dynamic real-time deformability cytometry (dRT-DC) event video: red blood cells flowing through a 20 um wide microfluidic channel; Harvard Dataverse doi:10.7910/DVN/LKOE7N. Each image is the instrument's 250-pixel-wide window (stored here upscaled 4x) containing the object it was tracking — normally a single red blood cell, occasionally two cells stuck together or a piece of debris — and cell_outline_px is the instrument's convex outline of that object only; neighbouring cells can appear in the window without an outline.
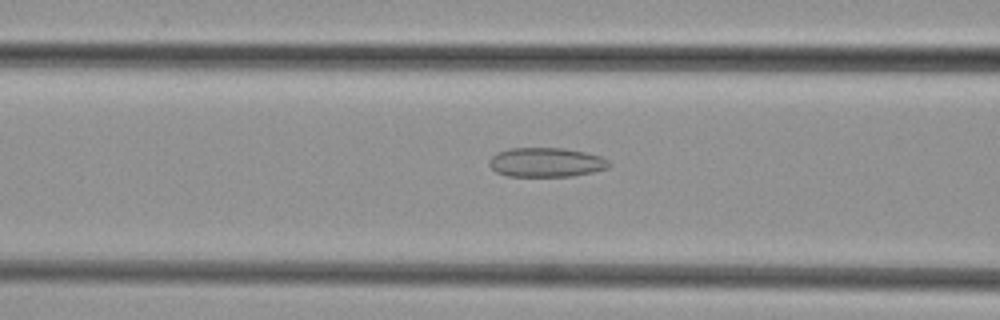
{"species": "common noctule bat (a hibernating species)", "species_latin": "Nyctalus noctula", "temperature_condition": "cold", "stored_images_in_passage": 48, "camera_frame_rate_fps": 3000, "um_per_image_px": 0.085, "animal": {"sex": "female", "body_mass_g": 29.2, "forearm_length_mm": 56.3}, "frame": {"image": 1, "passage_image": 19, "time_ms": 6.0, "image_size_px": [1000, 320], "cell_outline_px": [[612, 164], [608, 168], [592, 172], [572, 176], [508, 176], [496, 172], [488, 164], [488, 160], [496, 152], [508, 148], [564, 148], [584, 152], [600, 156], [608, 160]], "centroid_in_image_um": [46.4, 13.79], "position_along_channel_um": 120.2, "area_um2": 20.58}}
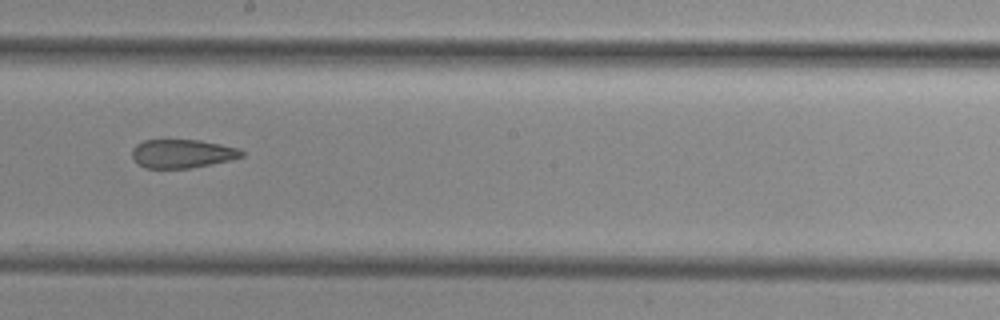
{"frame": {"image": 2, "passage_image": 27, "time_ms": 8.667, "image_size_px": [1000, 320], "cell_outline_px": [[244, 156], [232, 160], [212, 164], [188, 168], [144, 168], [136, 164], [132, 156], [132, 148], [136, 144], [144, 140], [200, 140], [240, 148], [244, 152]], "centroid_in_image_um": [15.49, 13.06], "position_along_channel_um": 232.7, "area_um2": 18.5}}
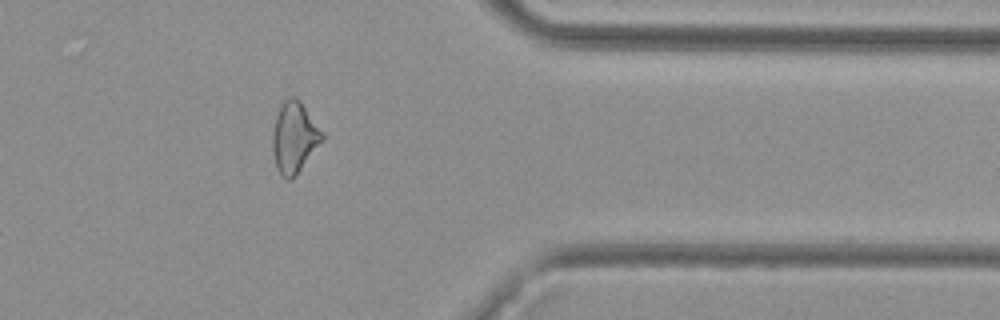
{"frame": {"image": 3, "passage_image": 39, "time_ms": 12.667, "image_size_px": [1000, 320], "cell_outline_px": [[324, 140], [292, 180], [288, 180], [276, 168], [272, 152], [272, 136], [276, 116], [280, 104], [288, 96], [292, 96], [300, 100], [324, 136]], "centroid_in_image_um": [24.99, 11.68], "position_along_channel_um": 386.4, "area_um2": 20.4}}